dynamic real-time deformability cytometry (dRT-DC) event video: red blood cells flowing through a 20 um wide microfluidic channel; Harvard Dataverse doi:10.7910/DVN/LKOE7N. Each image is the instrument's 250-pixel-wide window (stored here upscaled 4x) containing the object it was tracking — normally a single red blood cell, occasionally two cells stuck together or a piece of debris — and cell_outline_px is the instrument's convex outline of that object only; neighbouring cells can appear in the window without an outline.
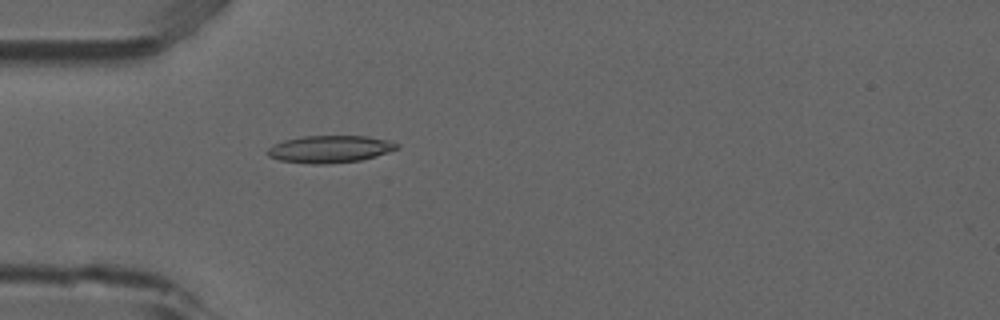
{"species": "common noctule bat (a hibernating species)", "species_latin": "Nyctalus noctula", "temperature_condition": "room temperature", "stored_images_in_passage": 4, "camera_frame_rate_fps": 3000, "um_per_image_px": 0.085, "animal": {"sex": "male", "forearm_length_mm": 52.5}, "frame": {"image": 1, "passage_image": 4, "time_ms": 1.0, "image_size_px": [1000, 320], "cell_outline_px": [[400, 148], [376, 156], [360, 160], [324, 164], [312, 164], [280, 160], [268, 156], [264, 152], [268, 148], [284, 140], [304, 136], [368, 136], [392, 140], [400, 144]], "centroid_in_image_um": [28.08, 12.66], "position_along_channel_um": 56.9, "area_um2": 20.63}}